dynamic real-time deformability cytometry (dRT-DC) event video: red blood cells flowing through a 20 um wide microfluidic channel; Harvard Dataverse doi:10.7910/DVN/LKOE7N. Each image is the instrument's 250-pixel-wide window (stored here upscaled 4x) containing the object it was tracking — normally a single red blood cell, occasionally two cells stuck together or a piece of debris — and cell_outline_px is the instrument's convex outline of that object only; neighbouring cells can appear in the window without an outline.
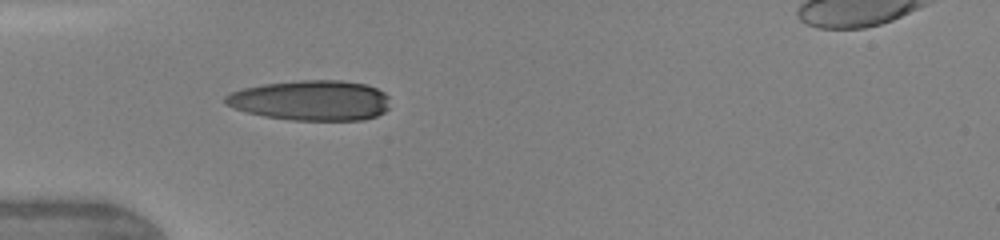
{"species": "human", "species_latin": "Homo sapiens", "temperature_condition": "warm", "stored_images_in_passage": 8, "camera_frame_rate_fps": 3000, "um_per_image_px": 0.085, "donor": {"sex": "female"}, "frame": {"image": 1, "passage_image": 1, "time_ms": 0.0, "image_size_px": [1000, 240], "cell_outline_px": [[388, 108], [384, 112], [376, 116], [364, 120], [292, 120], [264, 116], [248, 112], [224, 104], [224, 96], [232, 92], [244, 88], [264, 84], [300, 80], [344, 80], [368, 84], [384, 92], [388, 96]], "centroid_in_image_um": [26.46, 8.53], "position_along_channel_um": 58.5, "area_um2": 38.67}}